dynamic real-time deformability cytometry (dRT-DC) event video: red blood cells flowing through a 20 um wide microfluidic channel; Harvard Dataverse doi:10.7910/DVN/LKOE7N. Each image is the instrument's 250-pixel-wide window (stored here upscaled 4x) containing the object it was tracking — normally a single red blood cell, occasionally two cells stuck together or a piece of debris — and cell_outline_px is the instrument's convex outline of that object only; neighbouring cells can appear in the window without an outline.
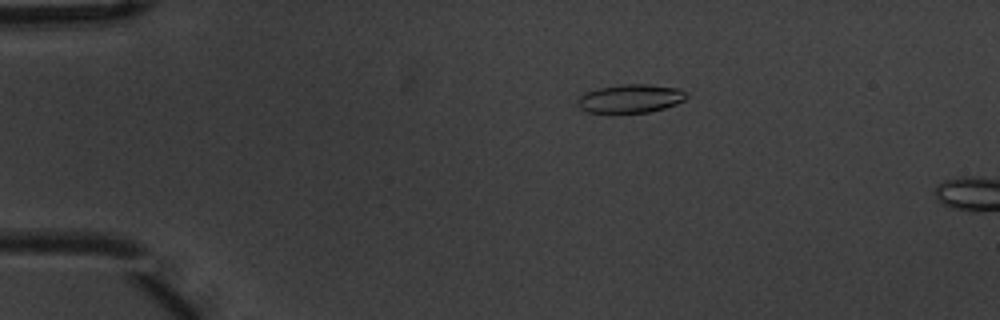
{"species": "common noctule bat (a hibernating species)", "species_latin": "Nyctalus noctula", "temperature_condition": "warm", "stored_images_in_passage": 5, "camera_frame_rate_fps": 3000, "um_per_image_px": 0.085, "animal": {"sex": "male", "body_mass_g": 20.1, "forearm_length_mm": 53.5}, "frame": {"image": 1, "passage_image": 4, "time_ms": 1.0, "image_size_px": [1000, 320], "cell_outline_px": [[688, 96], [684, 100], [676, 104], [664, 108], [648, 112], [588, 112], [580, 108], [576, 100], [584, 92], [596, 88], [624, 84], [648, 84], [680, 88], [688, 92]], "centroid_in_image_um": [53.61, 8.36], "position_along_channel_um": 31.4, "area_um2": 18.15}}